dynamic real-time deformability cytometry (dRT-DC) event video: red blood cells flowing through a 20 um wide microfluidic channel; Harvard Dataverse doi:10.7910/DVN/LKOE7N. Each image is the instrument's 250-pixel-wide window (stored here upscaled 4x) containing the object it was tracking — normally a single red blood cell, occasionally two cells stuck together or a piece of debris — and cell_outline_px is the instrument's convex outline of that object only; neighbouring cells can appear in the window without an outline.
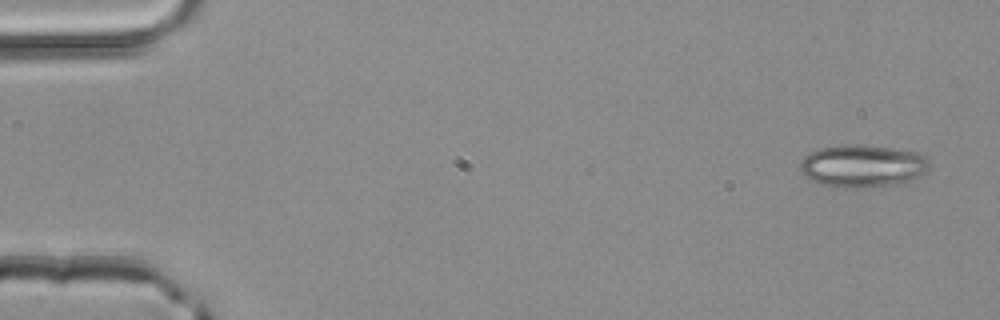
{"species": "common noctule bat (a hibernating species)", "species_latin": "Nyctalus noctula", "temperature_condition": "room temperature", "stored_images_in_passage": 3, "camera_frame_rate_fps": 3000, "um_per_image_px": 0.085, "animal": {"sex": "male", "body_mass_g": 20.4}, "frame": {"image": 1, "passage_image": 1, "time_ms": 0.0, "image_size_px": [1000, 320], "cell_outline_px": [[928, 168], [920, 176], [912, 180], [900, 184], [852, 188], [836, 188], [820, 184], [804, 176], [800, 168], [800, 160], [804, 156], [820, 148], [840, 144], [856, 144], [892, 148], [916, 152], [924, 156], [928, 160]], "centroid_in_image_um": [73.28, 14.11], "position_along_channel_um": 11.7, "area_um2": 32.19}}